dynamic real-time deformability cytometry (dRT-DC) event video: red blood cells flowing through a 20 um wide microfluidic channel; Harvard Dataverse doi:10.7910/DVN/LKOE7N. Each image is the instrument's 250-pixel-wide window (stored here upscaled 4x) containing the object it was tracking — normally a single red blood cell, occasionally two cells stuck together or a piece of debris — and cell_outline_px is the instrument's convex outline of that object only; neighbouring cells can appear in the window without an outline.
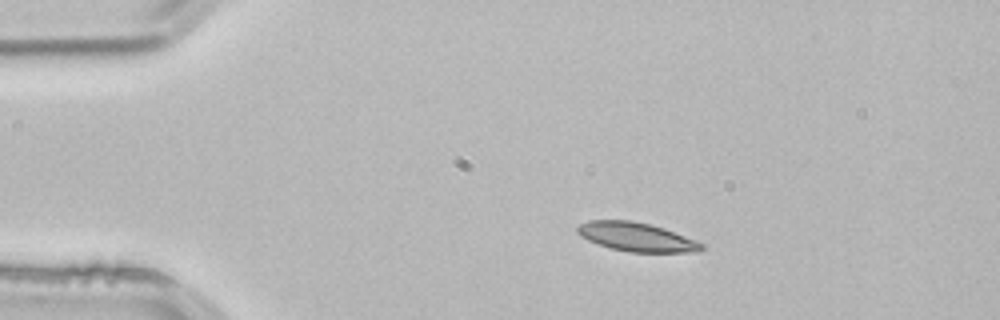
{"species": "common noctule bat (a hibernating species)", "species_latin": "Nyctalus noctula", "temperature_condition": "room temperature", "stored_images_in_passage": 2, "camera_frame_rate_fps": 3000, "um_per_image_px": 0.085, "animal": {"sex": "male", "body_mass_g": 21.5, "forearm_length_mm": 52.0}, "frame": {"image": 1, "passage_image": 1, "time_ms": 0.0, "image_size_px": [1000, 320], "cell_outline_px": [[708, 248], [700, 252], [628, 252], [612, 248], [588, 240], [580, 236], [576, 232], [576, 228], [580, 224], [588, 220], [632, 220], [664, 228], [696, 240], [704, 244]], "centroid_in_image_um": [54.14, 20.14], "position_along_channel_um": 30.9, "area_um2": 20.98}}